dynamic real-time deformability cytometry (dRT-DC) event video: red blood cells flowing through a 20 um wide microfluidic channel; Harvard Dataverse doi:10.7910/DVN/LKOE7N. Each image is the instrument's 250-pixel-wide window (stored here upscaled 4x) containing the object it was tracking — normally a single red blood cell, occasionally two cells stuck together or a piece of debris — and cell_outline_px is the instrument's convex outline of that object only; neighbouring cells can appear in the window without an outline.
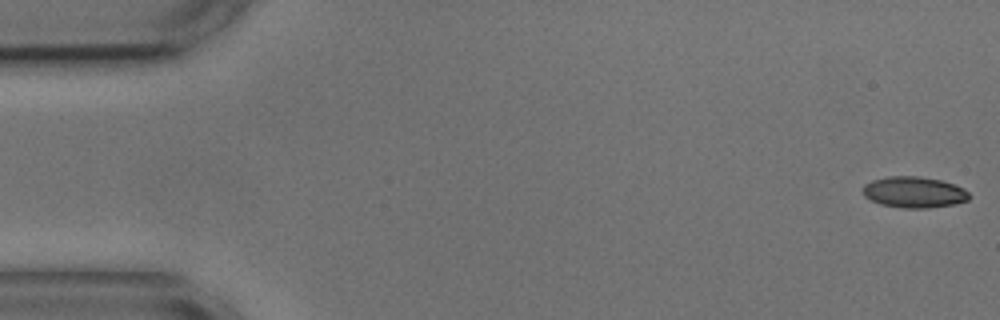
{"species": "common noctule bat (a hibernating species)", "species_latin": "Nyctalus noctula", "temperature_condition": "cold", "stored_images_in_passage": 49, "camera_frame_rate_fps": 3000, "um_per_image_px": 0.085, "animal": {"sex": "male", "body_mass_g": 17.9, "forearm_length_mm": 54.2}, "frame": {"image": 1, "passage_image": 1, "time_ms": 0.0, "image_size_px": [1000, 320], "cell_outline_px": [[972, 196], [968, 200], [956, 204], [928, 208], [900, 208], [880, 204], [864, 196], [864, 184], [872, 180], [888, 176], [920, 176], [940, 180], [964, 188]], "centroid_in_image_um": [77.72, 16.34], "position_along_channel_um": 7.3, "area_um2": 19.36}}
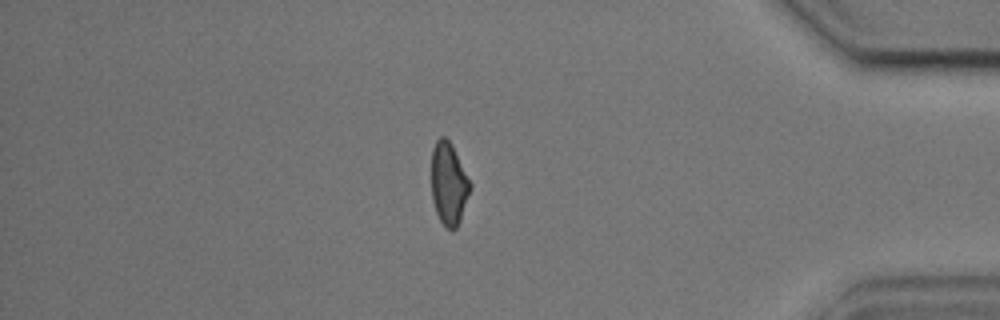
{"frame": {"image": 2, "passage_image": 47, "time_ms": 15.333, "image_size_px": [1000, 320], "cell_outline_px": [[472, 188], [460, 220], [456, 228], [452, 232], [444, 228], [436, 212], [432, 200], [432, 148], [436, 140], [440, 136], [444, 136], [452, 144], [472, 184]], "centroid_in_image_um": [38.15, 15.64], "position_along_channel_um": 397.0, "area_um2": 18.9}}